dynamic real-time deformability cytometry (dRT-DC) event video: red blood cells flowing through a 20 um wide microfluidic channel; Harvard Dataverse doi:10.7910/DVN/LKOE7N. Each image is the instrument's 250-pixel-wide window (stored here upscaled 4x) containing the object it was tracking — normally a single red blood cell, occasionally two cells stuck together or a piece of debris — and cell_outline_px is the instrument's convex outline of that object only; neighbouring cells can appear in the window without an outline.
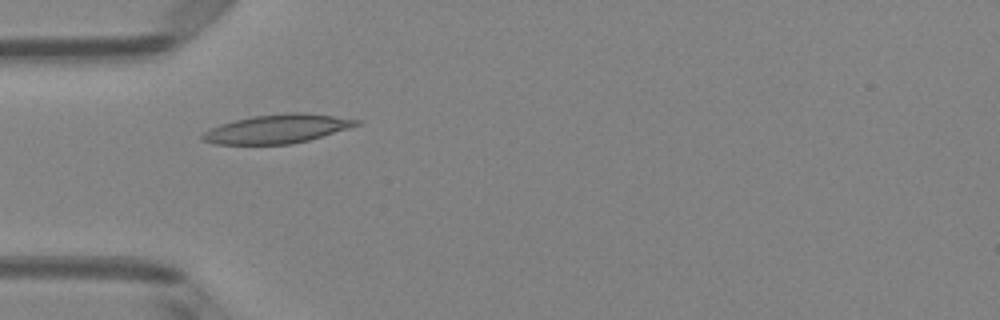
{"species": "Egyptian fruit bat (a non-hibernating species)", "species_latin": "Rousettus aegyptiacus", "temperature_condition": "room temperature", "stored_images_in_passage": 33, "camera_frame_rate_fps": 3000, "um_per_image_px": 0.085, "animal": {"sex": "female"}, "frame": {"image": 1, "passage_image": 1, "time_ms": 0.0, "image_size_px": [1000, 320], "cell_outline_px": [[360, 124], [348, 128], [308, 140], [292, 144], [216, 144], [204, 140], [200, 136], [204, 132], [220, 124], [252, 116], [292, 112], [304, 112], [360, 120]], "centroid_in_image_um": [23.56, 10.95], "position_along_channel_um": 61.4, "area_um2": 25.43}}
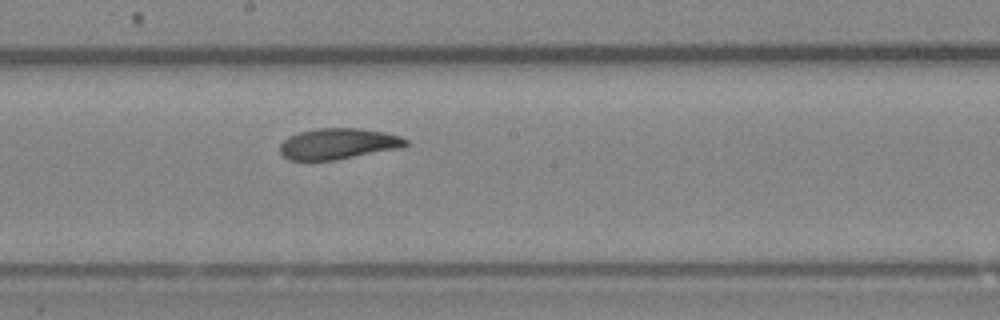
{"frame": {"image": 2, "passage_image": 13, "time_ms": 4.0, "image_size_px": [1000, 320], "cell_outline_px": [[408, 144], [400, 148], [332, 160], [288, 160], [280, 152], [280, 144], [288, 136], [300, 132], [316, 128], [360, 128], [384, 132], [400, 136], [408, 140]], "centroid_in_image_um": [28.73, 12.21], "position_along_channel_um": 219.5, "area_um2": 22.54}}
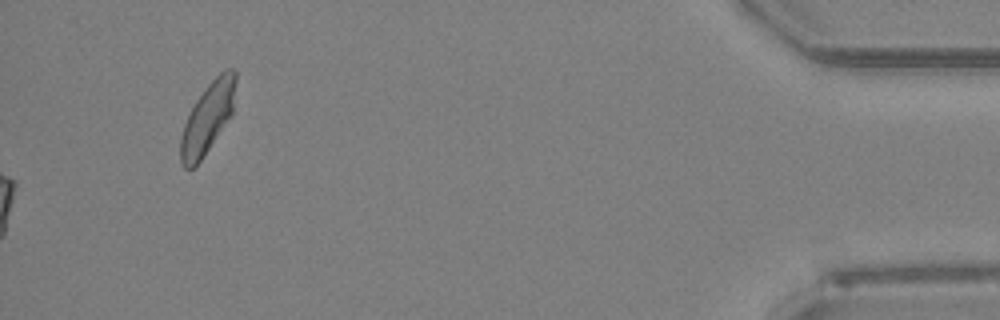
{"frame": {"image": 3, "passage_image": 33, "time_ms": 10.667, "image_size_px": [1000, 320], "cell_outline_px": [[236, 80], [232, 116], [200, 160], [192, 168], [184, 168], [180, 160], [180, 136], [184, 124], [196, 100], [204, 88], [224, 68], [232, 68], [236, 72]], "centroid_in_image_um": [17.66, 9.99], "position_along_channel_um": 417.5, "area_um2": 22.54}, "authors_computed_cell_mechanics": {"area_um2": 23.12, "velocity_mm_per_s": 4.0109, "shape_relaxation_time_tau1_ms": 4.4701, "shape_relaxation_time_tau2_ms": 2.9989, "deformation_change_tau1": 0.1416, "deformation_change_tau2": 0.0833}}